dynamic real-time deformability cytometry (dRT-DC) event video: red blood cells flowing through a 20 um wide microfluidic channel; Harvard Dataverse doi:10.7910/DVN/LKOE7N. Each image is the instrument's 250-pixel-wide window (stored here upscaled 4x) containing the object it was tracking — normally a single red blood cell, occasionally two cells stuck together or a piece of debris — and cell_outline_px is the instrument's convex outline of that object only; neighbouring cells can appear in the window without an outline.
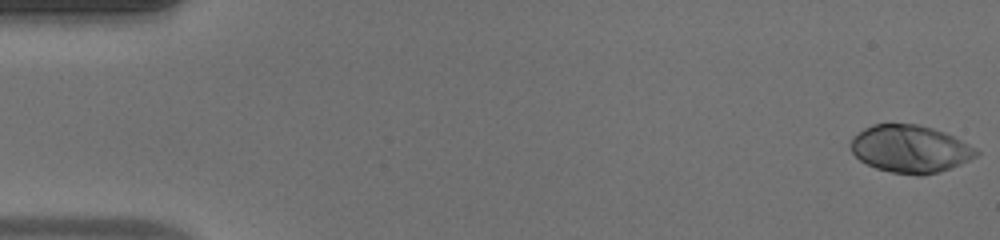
{"species": "human", "species_latin": "Homo sapiens", "temperature_condition": "warm", "stored_images_in_passage": 50, "camera_frame_rate_fps": 3000, "um_per_image_px": 0.085, "donor": {"sex": "male"}, "frame": {"image": 1, "passage_image": 1, "time_ms": 0.0, "image_size_px": [1000, 240], "cell_outline_px": [[980, 152], [976, 156], [960, 164], [940, 172], [924, 176], [916, 176], [892, 172], [876, 168], [860, 160], [852, 152], [848, 144], [852, 136], [864, 128], [872, 124], [916, 124], [932, 128], [944, 132], [968, 144]], "centroid_in_image_um": [77.32, 12.66], "position_along_channel_um": 7.7, "area_um2": 34.8}}
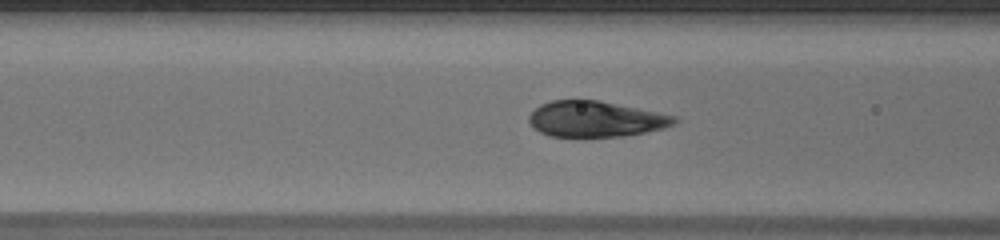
{"frame": {"image": 2, "passage_image": 20, "time_ms": 6.333, "image_size_px": [1000, 240], "cell_outline_px": [[680, 120], [676, 124], [664, 128], [624, 136], [548, 136], [532, 128], [528, 120], [528, 116], [540, 104], [552, 100], [600, 100], [676, 116]], "centroid_in_image_um": [50.62, 10.11], "position_along_channel_um": 116.0, "area_um2": 30.35}}
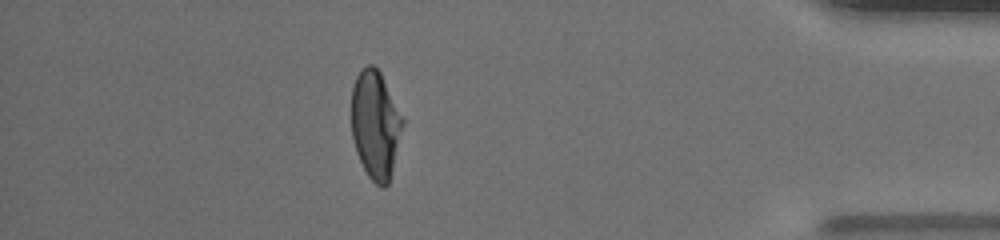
{"frame": {"image": 3, "passage_image": 44, "time_ms": 14.333, "image_size_px": [1000, 240], "cell_outline_px": [[404, 124], [388, 184], [384, 188], [376, 184], [368, 176], [356, 152], [352, 136], [352, 88], [356, 76], [368, 64], [372, 64], [380, 72], [404, 120]], "centroid_in_image_um": [31.91, 10.6], "position_along_channel_um": 403.3, "area_um2": 31.85}, "authors_computed_cell_mechanics": {"area_um2": 33.0038, "velocity_mm_per_s": 4.1259, "shape_relaxation_time_tau1_ms": 4.5808, "shape_relaxation_time_tau2_ms": null, "deformation_change_tau1": 0.2545, "deformation_change_tau2": null}}